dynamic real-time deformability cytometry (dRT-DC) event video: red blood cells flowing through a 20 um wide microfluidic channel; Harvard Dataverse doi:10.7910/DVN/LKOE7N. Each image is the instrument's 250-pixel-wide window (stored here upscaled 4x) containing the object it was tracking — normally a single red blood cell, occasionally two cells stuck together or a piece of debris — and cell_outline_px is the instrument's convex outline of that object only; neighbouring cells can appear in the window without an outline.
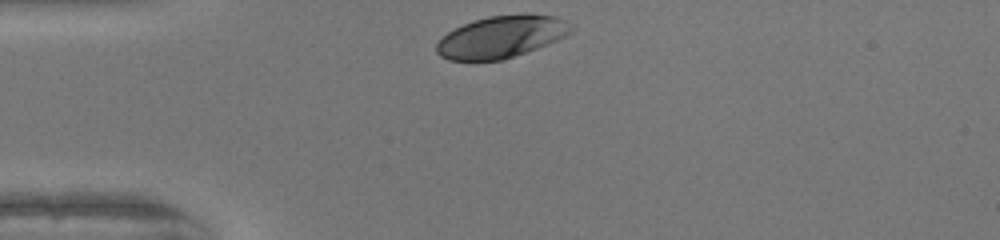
{"species": "human", "species_latin": "Homo sapiens", "temperature_condition": "warm", "stored_images_in_passage": 29, "camera_frame_rate_fps": 3000, "um_per_image_px": 0.085, "donor": {"sex": "female"}, "frame": {"image": 1, "passage_image": 1, "time_ms": 0.0, "image_size_px": [1000, 240], "cell_outline_px": [[576, 28], [572, 32], [548, 44], [500, 60], [448, 60], [440, 56], [436, 52], [436, 44], [448, 32], [464, 24], [488, 16], [520, 12], [528, 12], [556, 16], [564, 20]], "centroid_in_image_um": [42.66, 3.09], "position_along_channel_um": 42.3, "area_um2": 33.06}}
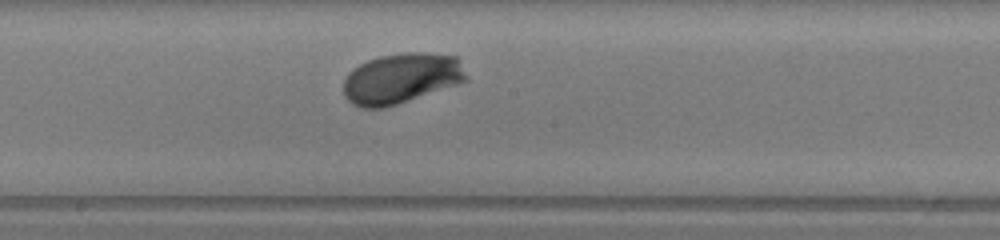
{"frame": {"image": 2, "passage_image": 16, "time_ms": 5.0, "image_size_px": [1000, 240], "cell_outline_px": [[468, 80], [384, 108], [360, 108], [352, 104], [344, 96], [344, 80], [348, 72], [360, 64], [368, 60], [380, 56], [404, 52], [424, 52], [456, 56], [468, 76]], "centroid_in_image_um": [34.08, 6.65], "position_along_channel_um": 214.1, "area_um2": 35.89}}
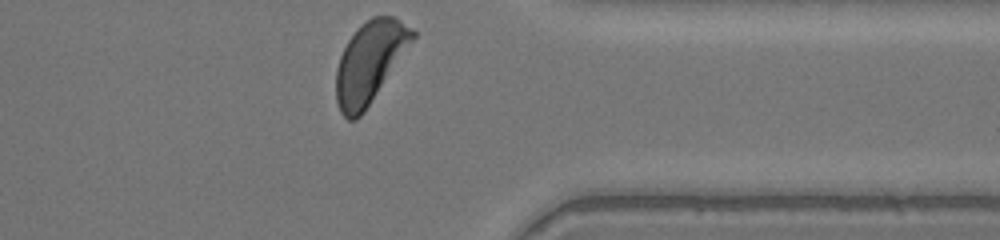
{"frame": {"image": 3, "passage_image": 29, "time_ms": 9.333, "image_size_px": [1000, 240], "cell_outline_px": [[416, 36], [364, 112], [356, 120], [348, 120], [340, 112], [336, 100], [336, 68], [340, 56], [348, 40], [372, 16], [392, 16], [400, 20], [412, 28], [416, 32]], "centroid_in_image_um": [31.42, 5.3], "position_along_channel_um": 380.0, "area_um2": 35.49}, "authors_computed_cell_mechanics": {"area_um2": 34.8534, "velocity_mm_per_s": 3.9973, "shape_relaxation_time_tau1_ms": 0.8998, "shape_relaxation_time_tau2_ms": null, "deformation_change_tau1": 0.0888, "deformation_change_tau2": null}}